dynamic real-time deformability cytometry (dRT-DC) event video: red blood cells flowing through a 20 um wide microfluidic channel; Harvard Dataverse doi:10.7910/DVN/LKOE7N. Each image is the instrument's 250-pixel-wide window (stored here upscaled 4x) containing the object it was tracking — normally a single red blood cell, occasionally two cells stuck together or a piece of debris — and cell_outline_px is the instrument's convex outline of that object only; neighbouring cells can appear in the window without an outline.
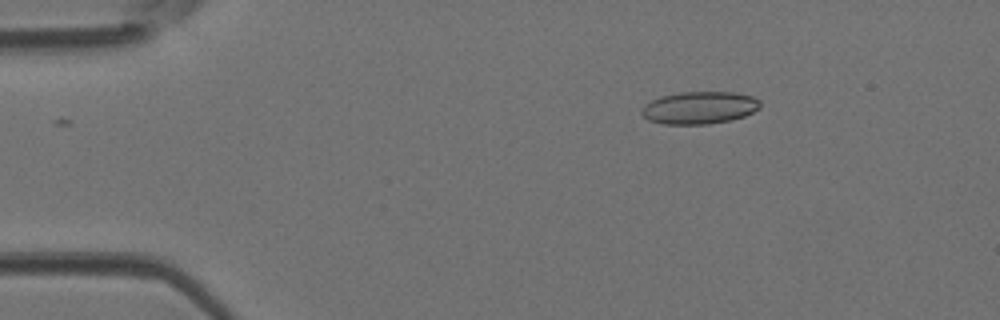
{"species": "Egyptian fruit bat (a non-hibernating species)", "species_latin": "Rousettus aegyptiacus", "temperature_condition": "room temperature", "stored_images_in_passage": 45, "camera_frame_rate_fps": 3000, "um_per_image_px": 0.085, "animal": {"sex": "female"}, "frame": {"image": 1, "passage_image": 6, "time_ms": 1.667, "image_size_px": [1000, 320], "cell_outline_px": [[760, 108], [744, 116], [732, 120], [708, 124], [664, 124], [648, 120], [640, 112], [644, 104], [660, 96], [680, 92], [736, 92], [752, 96], [760, 100]], "centroid_in_image_um": [59.45, 9.15], "position_along_channel_um": 25.5, "area_um2": 22.54}}
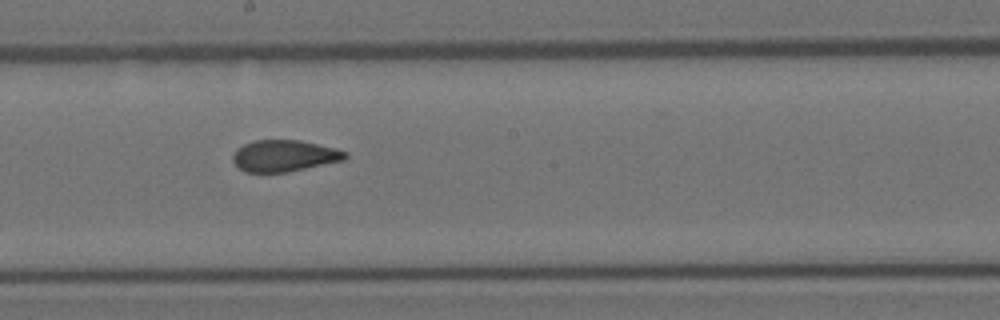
{"frame": {"image": 2, "passage_image": 24, "time_ms": 7.667, "image_size_px": [1000, 320], "cell_outline_px": [[348, 156], [344, 160], [288, 172], [244, 172], [232, 160], [232, 156], [236, 148], [244, 144], [256, 140], [300, 140], [348, 152]], "centroid_in_image_um": [24.14, 13.24], "position_along_channel_um": 224.1, "area_um2": 20.52}}
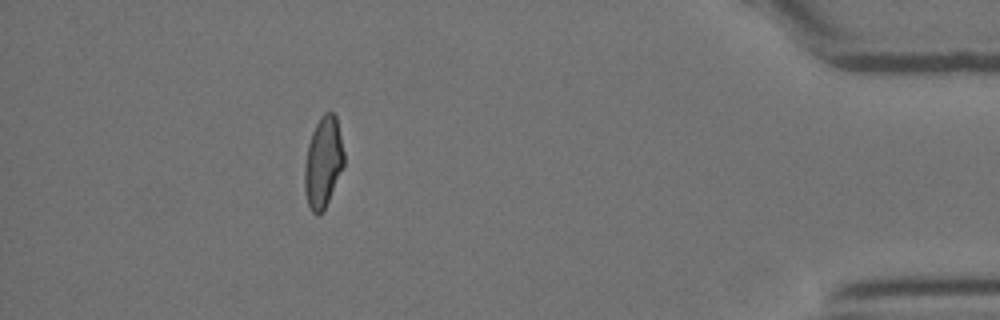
{"frame": {"image": 3, "passage_image": 40, "time_ms": 13.0, "image_size_px": [1000, 320], "cell_outline_px": [[344, 164], [328, 200], [320, 216], [316, 216], [312, 212], [308, 204], [304, 192], [304, 164], [308, 144], [312, 132], [320, 116], [324, 112], [332, 112], [336, 116], [344, 152]], "centroid_in_image_um": [27.44, 13.79], "position_along_channel_um": 407.8, "area_um2": 20.81}}